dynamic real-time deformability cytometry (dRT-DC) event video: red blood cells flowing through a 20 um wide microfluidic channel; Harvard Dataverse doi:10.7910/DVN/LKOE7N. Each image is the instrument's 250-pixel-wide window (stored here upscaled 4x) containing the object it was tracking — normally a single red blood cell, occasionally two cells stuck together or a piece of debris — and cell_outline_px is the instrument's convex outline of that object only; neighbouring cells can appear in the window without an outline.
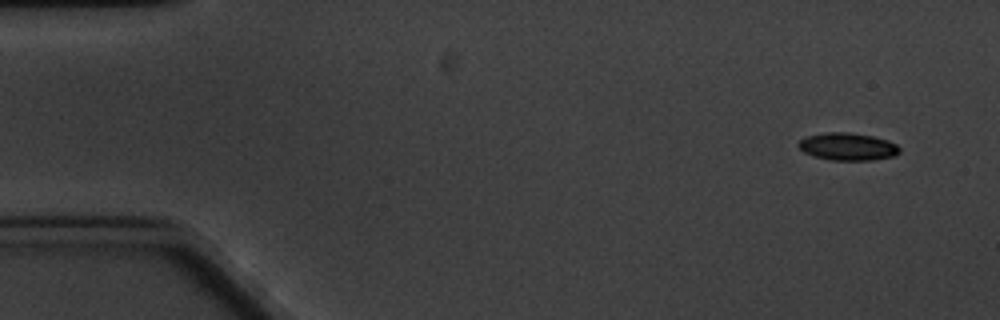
{"species": "common noctule bat (a hibernating species)", "species_latin": "Nyctalus noctula", "temperature_condition": "cold", "stored_images_in_passage": 4, "camera_frame_rate_fps": 3000, "um_per_image_px": 0.085, "animal": {"sex": "male", "body_mass_g": 20.1, "forearm_length_mm": 53.5}, "frame": {"image": 1, "passage_image": 1, "time_ms": 0.0, "image_size_px": [1000, 320], "cell_outline_px": [[900, 152], [892, 156], [872, 160], [832, 160], [812, 156], [804, 152], [796, 144], [800, 140], [808, 136], [824, 132], [848, 132], [872, 136], [888, 140], [896, 144], [900, 148]], "centroid_in_image_um": [72.04, 12.46], "position_along_channel_um": 13.0, "area_um2": 16.18}}